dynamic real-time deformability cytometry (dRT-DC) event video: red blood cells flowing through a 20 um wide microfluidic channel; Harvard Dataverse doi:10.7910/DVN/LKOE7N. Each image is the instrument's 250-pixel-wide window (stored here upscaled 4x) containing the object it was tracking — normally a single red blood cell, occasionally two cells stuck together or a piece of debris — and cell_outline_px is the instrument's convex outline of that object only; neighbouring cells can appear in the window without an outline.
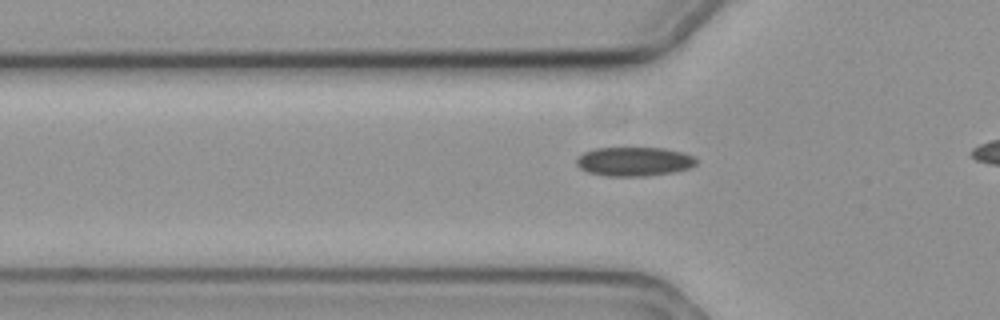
{"species": "common noctule bat (a hibernating species)", "species_latin": "Nyctalus noctula", "temperature_condition": "cold", "stored_images_in_passage": 27, "camera_frame_rate_fps": 3000, "um_per_image_px": 0.085, "animal": {"sex": "female", "body_mass_g": 19.3, "forearm_length_mm": 54.1}, "frame": {"image": 1, "passage_image": 9, "time_ms": 2.667, "image_size_px": [1000, 320], "cell_outline_px": [[696, 164], [688, 168], [672, 172], [648, 176], [604, 176], [588, 172], [580, 168], [576, 164], [576, 160], [584, 152], [596, 148], [664, 148], [684, 152], [692, 156], [696, 160]], "centroid_in_image_um": [53.89, 13.73], "position_along_channel_um": 71.9, "area_um2": 20.23}}
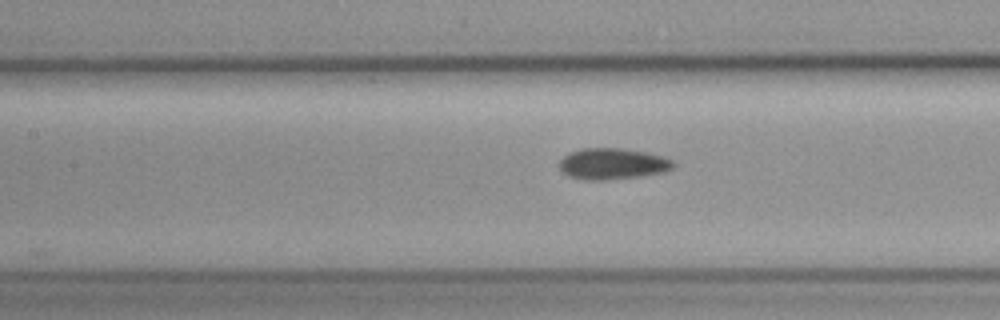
{"frame": {"image": 2, "passage_image": 16, "time_ms": 5.0, "image_size_px": [1000, 320], "cell_outline_px": [[676, 164], [672, 168], [664, 172], [640, 176], [604, 180], [584, 180], [568, 176], [560, 168], [560, 160], [564, 156], [580, 148], [620, 148], [648, 152], [664, 156], [672, 160]], "centroid_in_image_um": [52.09, 13.92], "position_along_channel_um": 155.3, "area_um2": 20.75}}
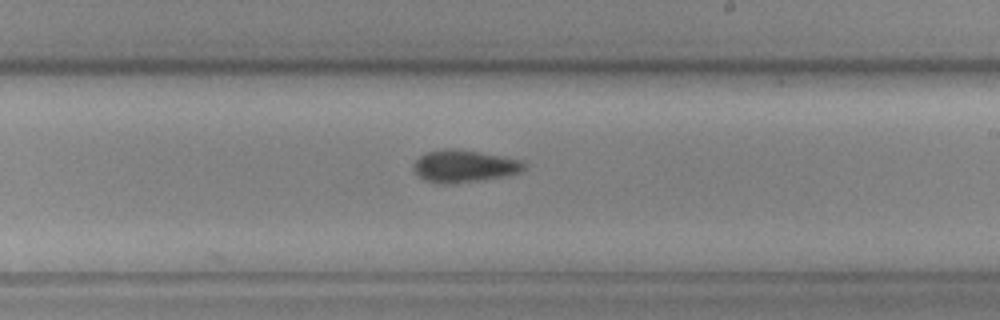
{"frame": {"image": 3, "passage_image": 24, "time_ms": 7.667, "image_size_px": [1000, 320], "cell_outline_px": [[524, 168], [520, 172], [504, 176], [456, 184], [440, 184], [424, 180], [412, 168], [412, 164], [420, 156], [428, 152], [444, 148], [460, 148], [524, 160]], "centroid_in_image_um": [39.44, 14.11], "position_along_channel_um": 249.6, "area_um2": 21.04}}